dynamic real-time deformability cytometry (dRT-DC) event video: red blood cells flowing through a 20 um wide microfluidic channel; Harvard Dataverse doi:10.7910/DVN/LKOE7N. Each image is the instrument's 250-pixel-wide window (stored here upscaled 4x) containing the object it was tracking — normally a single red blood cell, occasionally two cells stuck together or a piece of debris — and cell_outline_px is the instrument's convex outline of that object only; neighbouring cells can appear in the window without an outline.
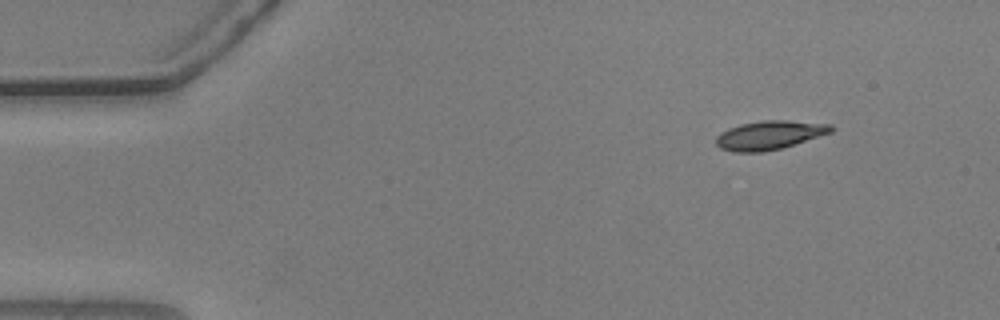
{"species": "common noctule bat (a hibernating species)", "species_latin": "Nyctalus noctula", "temperature_condition": "warm", "stored_images_in_passage": 50, "camera_frame_rate_fps": 3000, "um_per_image_px": 0.085, "animal": {"sex": "male", "body_mass_g": 20.5, "forearm_length_mm": 52.5}, "frame": {"image": 1, "passage_image": 1, "time_ms": 0.0, "image_size_px": [1000, 320], "cell_outline_px": [[836, 128], [832, 132], [780, 148], [764, 152], [732, 152], [720, 148], [716, 144], [716, 136], [720, 132], [728, 128], [740, 124], [764, 120], [788, 120], [832, 124]], "centroid_in_image_um": [65.39, 11.48], "position_along_channel_um": 19.6, "area_um2": 19.36}}
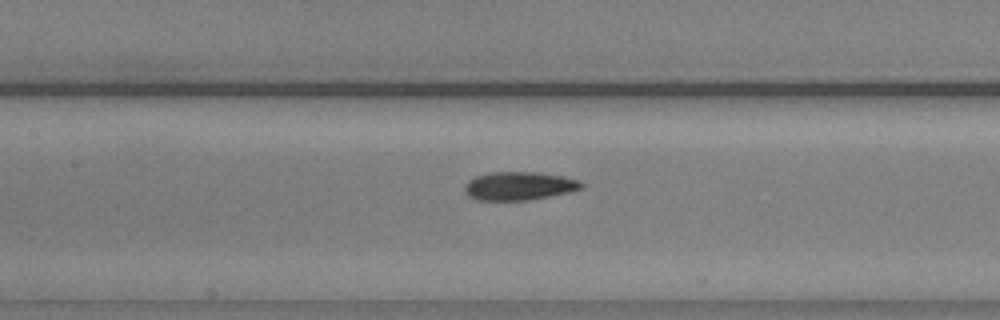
{"frame": {"image": 2, "passage_image": 20, "time_ms": 6.333, "image_size_px": [1000, 320], "cell_outline_px": [[584, 188], [568, 192], [528, 200], [476, 200], [468, 196], [464, 192], [464, 188], [468, 180], [476, 176], [492, 172], [536, 172], [560, 176], [580, 180], [584, 184]], "centroid_in_image_um": [44.1, 15.81], "position_along_channel_um": 163.3, "area_um2": 19.25}}
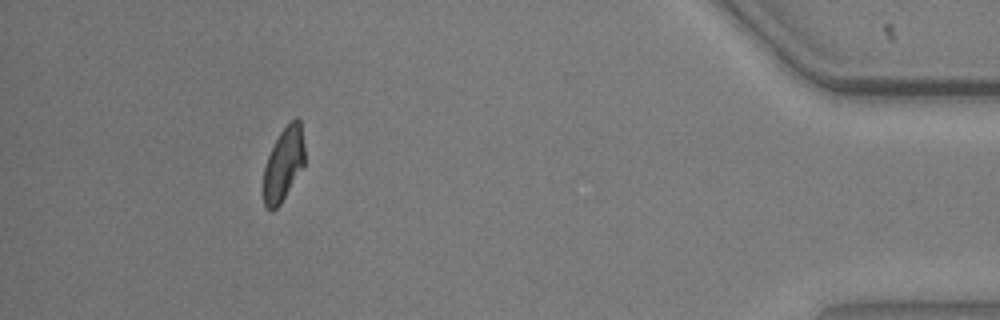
{"frame": {"image": 3, "passage_image": 45, "time_ms": 14.667, "image_size_px": [1000, 320], "cell_outline_px": [[304, 168], [280, 204], [272, 212], [264, 208], [264, 168], [268, 156], [280, 132], [296, 116], [300, 120], [304, 144]], "centroid_in_image_um": [24.11, 13.98], "position_along_channel_um": 411.1, "area_um2": 17.69}, "authors_computed_cell_mechanics": {"area_um2": 19.1896, "velocity_mm_per_s": 3.6773, "shape_relaxation_time_tau1_ms": 5.1333, "shape_relaxation_time_tau2_ms": 2.2853, "deformation_change_tau1": 0.154, "deformation_change_tau2": 0.0875}}